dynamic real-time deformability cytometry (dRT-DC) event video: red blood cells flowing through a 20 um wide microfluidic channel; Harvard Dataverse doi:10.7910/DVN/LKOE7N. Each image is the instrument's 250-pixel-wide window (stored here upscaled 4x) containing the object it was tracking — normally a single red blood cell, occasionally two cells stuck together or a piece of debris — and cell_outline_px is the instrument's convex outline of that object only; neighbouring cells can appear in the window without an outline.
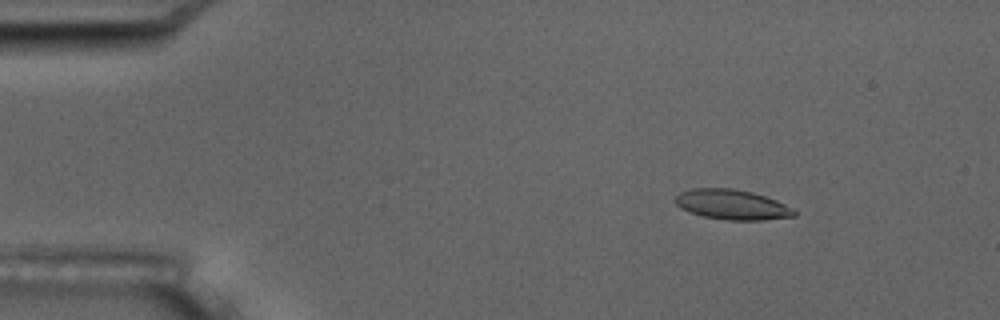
{"species": "common noctule bat (a hibernating species)", "species_latin": "Nyctalus noctula", "temperature_condition": "room temperature", "stored_images_in_passage": 7, "camera_frame_rate_fps": 3000, "um_per_image_px": 0.085, "animal": {"sex": "male", "body_mass_g": 17.5, "forearm_length_mm": 52.3}, "frame": {"image": 1, "passage_image": 3, "time_ms": 2.333, "image_size_px": [1000, 320], "cell_outline_px": [[796, 216], [764, 220], [728, 220], [704, 216], [688, 212], [680, 208], [676, 204], [676, 196], [680, 192], [692, 188], [732, 188], [752, 192], [776, 200], [792, 208], [796, 212]], "centroid_in_image_um": [62.21, 17.39], "position_along_channel_um": 22.8, "area_um2": 20.75}}
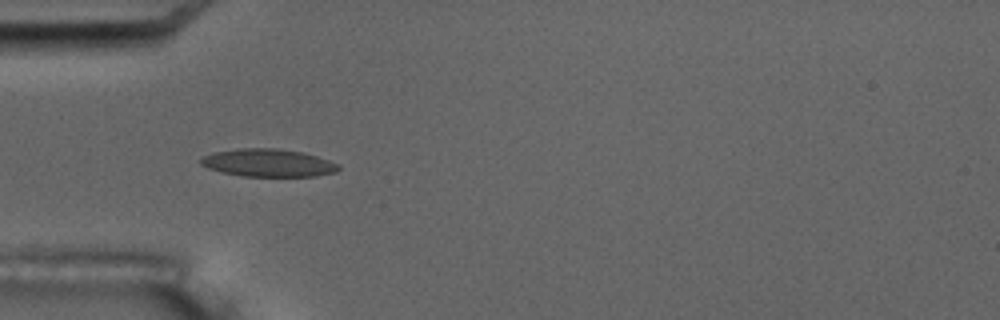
{"frame": {"image": 2, "passage_image": 6, "time_ms": 5.667, "image_size_px": [1000, 320], "cell_outline_px": [[340, 168], [336, 172], [316, 176], [244, 176], [224, 172], [208, 168], [200, 164], [200, 160], [204, 156], [212, 152], [240, 148], [276, 148], [300, 152], [316, 156], [340, 164]], "centroid_in_image_um": [22.8, 13.84], "position_along_channel_um": 62.2, "area_um2": 22.14}}